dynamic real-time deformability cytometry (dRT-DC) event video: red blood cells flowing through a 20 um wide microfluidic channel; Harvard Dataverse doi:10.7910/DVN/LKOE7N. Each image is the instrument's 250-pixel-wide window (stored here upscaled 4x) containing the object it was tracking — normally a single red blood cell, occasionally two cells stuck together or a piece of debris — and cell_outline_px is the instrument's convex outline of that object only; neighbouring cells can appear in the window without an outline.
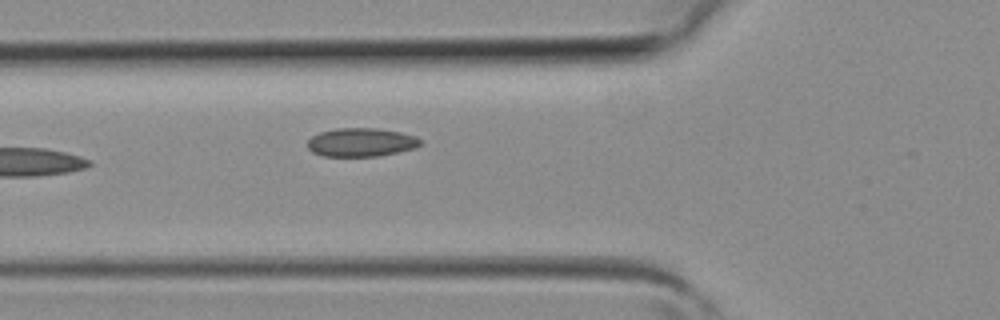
{"species": "common noctule bat (a hibernating species)", "species_latin": "Nyctalus noctula", "temperature_condition": "room temperature", "stored_images_in_passage": 5, "camera_frame_rate_fps": 3000, "um_per_image_px": 0.085, "animal": {"sex": "female", "body_mass_g": 19.3, "forearm_length_mm": 54.1}, "frame": {"image": 1, "passage_image": 5, "time_ms": 1.333, "image_size_px": [1000, 320], "cell_outline_px": [[420, 144], [416, 148], [376, 156], [324, 156], [312, 152], [308, 148], [308, 140], [312, 136], [320, 132], [336, 128], [376, 128], [400, 132], [416, 136], [420, 140]], "centroid_in_image_um": [30.68, 12.09], "position_along_channel_um": 95.1, "area_um2": 18.67}}